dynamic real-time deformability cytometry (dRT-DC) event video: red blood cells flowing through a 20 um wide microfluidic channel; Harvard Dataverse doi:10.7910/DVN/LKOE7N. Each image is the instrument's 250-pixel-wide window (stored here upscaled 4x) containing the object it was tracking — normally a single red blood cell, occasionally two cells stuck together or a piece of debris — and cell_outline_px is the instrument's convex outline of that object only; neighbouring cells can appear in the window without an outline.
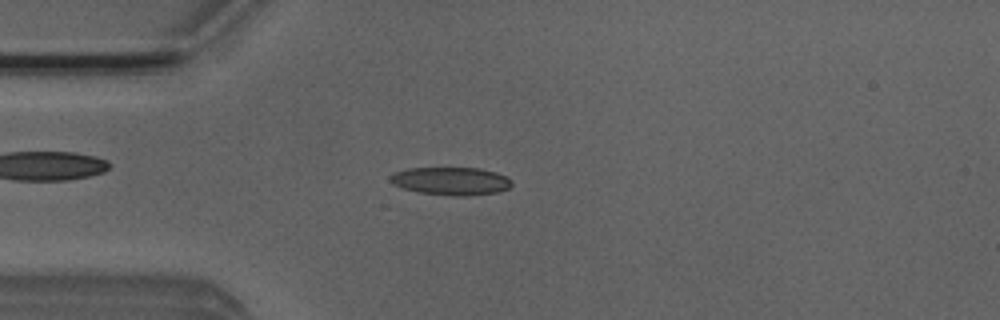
{"species": "Egyptian fruit bat (a non-hibernating species)", "species_latin": "Rousettus aegyptiacus", "temperature_condition": "room temperature", "stored_images_in_passage": 43, "camera_frame_rate_fps": 3000, "um_per_image_px": 0.085, "animal": {"sex": "male"}, "frame": {"image": 1, "passage_image": 5, "time_ms": 1.333, "image_size_px": [1000, 320], "cell_outline_px": [[512, 184], [508, 188], [496, 192], [468, 196], [452, 196], [420, 192], [404, 188], [392, 184], [388, 180], [388, 176], [392, 172], [408, 168], [480, 168], [496, 172], [508, 176], [512, 180]], "centroid_in_image_um": [38.31, 15.38], "position_along_channel_um": 46.7, "area_um2": 20.0}}
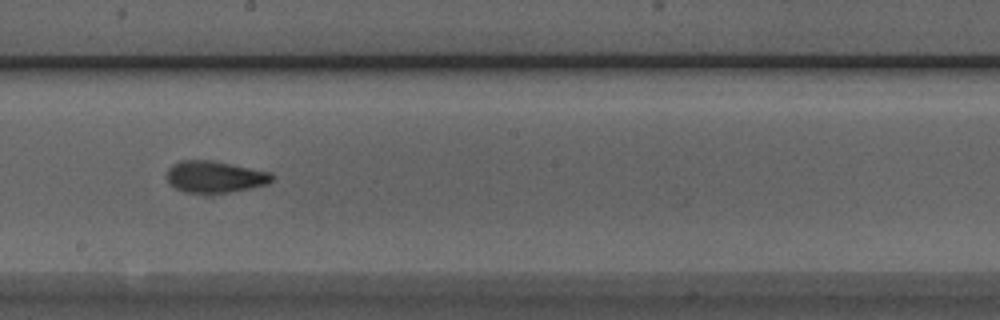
{"frame": {"image": 2, "passage_image": 20, "time_ms": 6.333, "image_size_px": [1000, 320], "cell_outline_px": [[276, 176], [268, 184], [232, 192], [212, 196], [204, 196], [184, 192], [168, 184], [164, 176], [168, 168], [172, 164], [180, 160], [212, 160], [272, 172]], "centroid_in_image_um": [18.22, 15.07], "position_along_channel_um": 230.0, "area_um2": 20.52}}
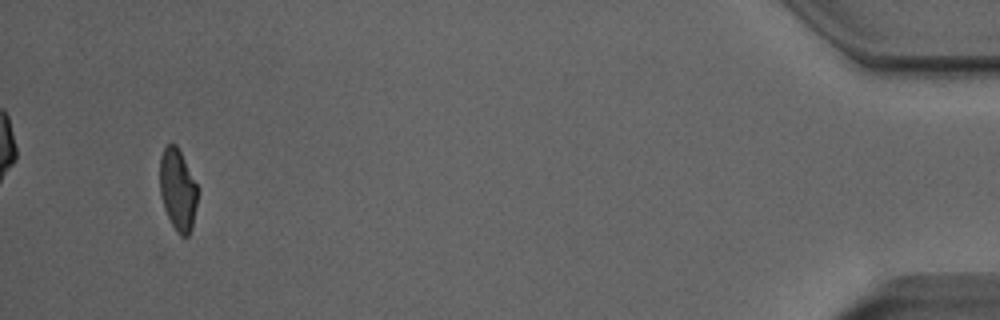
{"frame": {"image": 3, "passage_image": 41, "time_ms": 13.333, "image_size_px": [1000, 320], "cell_outline_px": [[200, 188], [192, 228], [188, 236], [180, 236], [176, 232], [164, 208], [160, 192], [160, 156], [164, 148], [168, 144], [176, 144]], "centroid_in_image_um": [15.14, 16.13], "position_along_channel_um": 420.1, "area_um2": 18.26}, "authors_computed_cell_mechanics": {"area_um2": 19.5942, "velocity_mm_per_s": 3.9105, "shape_relaxation_time_tau1_ms": 3.455, "shape_relaxation_time_tau2_ms": null, "deformation_change_tau1": 0.1185, "deformation_change_tau2": null}}